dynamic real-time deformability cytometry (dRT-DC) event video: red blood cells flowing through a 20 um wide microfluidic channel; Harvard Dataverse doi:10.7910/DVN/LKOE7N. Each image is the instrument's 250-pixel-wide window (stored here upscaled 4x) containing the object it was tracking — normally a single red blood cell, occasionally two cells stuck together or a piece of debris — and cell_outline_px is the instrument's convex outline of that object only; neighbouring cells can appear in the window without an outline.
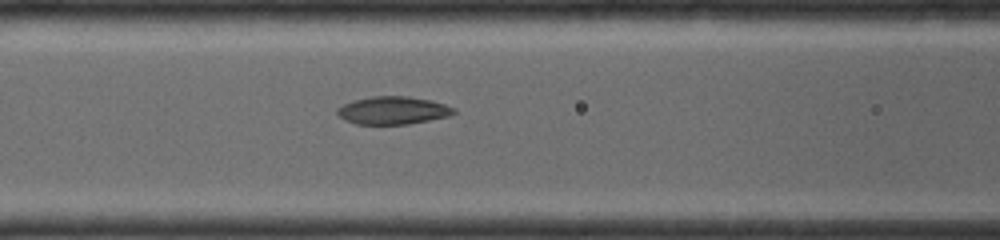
{"species": "common noctule bat (a hibernating species)", "species_latin": "Nyctalus noctula", "temperature_condition": "room temperature", "stored_images_in_passage": 46, "camera_frame_rate_fps": 4000, "um_per_image_px": 0.085, "animal": {"sex": "female", "body_mass_g": 19.0, "forearm_length_mm": 56.7}, "frame": {"image": 1, "passage_image": 12, "time_ms": 1.5, "image_size_px": [1000, 240], "cell_outline_px": [[456, 112], [448, 116], [408, 124], [356, 124], [344, 120], [336, 112], [336, 108], [352, 100], [372, 96], [408, 96], [432, 100], [456, 108]], "centroid_in_image_um": [33.38, 9.37], "position_along_channel_um": 133.2, "area_um2": 18.96}}
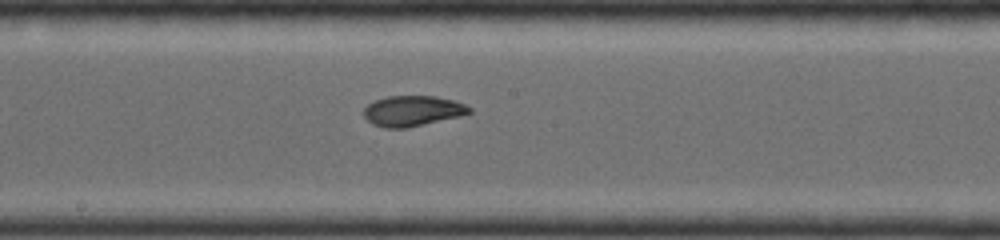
{"frame": {"image": 2, "passage_image": 28, "time_ms": 3.25, "image_size_px": [1000, 240], "cell_outline_px": [[472, 112], [460, 116], [408, 128], [384, 128], [372, 124], [364, 116], [364, 108], [368, 104], [376, 100], [388, 96], [436, 96], [456, 100], [472, 108]], "centroid_in_image_um": [35.09, 9.43], "position_along_channel_um": 213.1, "area_um2": 18.84}}
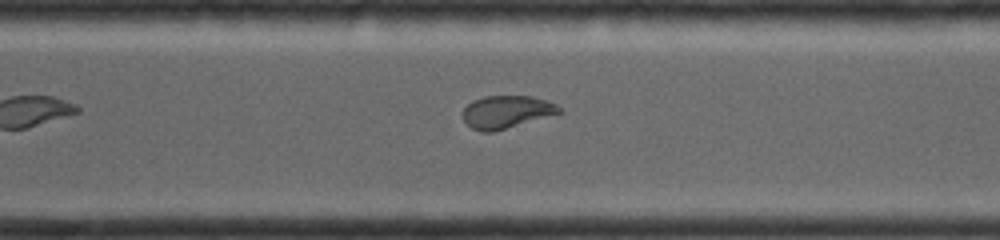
{"frame": {"image": 3, "passage_image": 39, "time_ms": 5.75, "image_size_px": [1000, 240], "cell_outline_px": [[560, 112], [492, 132], [484, 132], [472, 128], [464, 120], [464, 108], [472, 100], [484, 96], [532, 96], [556, 104], [560, 108]], "centroid_in_image_um": [43.0, 9.49], "position_along_channel_um": 327.6, "area_um2": 17.8}}